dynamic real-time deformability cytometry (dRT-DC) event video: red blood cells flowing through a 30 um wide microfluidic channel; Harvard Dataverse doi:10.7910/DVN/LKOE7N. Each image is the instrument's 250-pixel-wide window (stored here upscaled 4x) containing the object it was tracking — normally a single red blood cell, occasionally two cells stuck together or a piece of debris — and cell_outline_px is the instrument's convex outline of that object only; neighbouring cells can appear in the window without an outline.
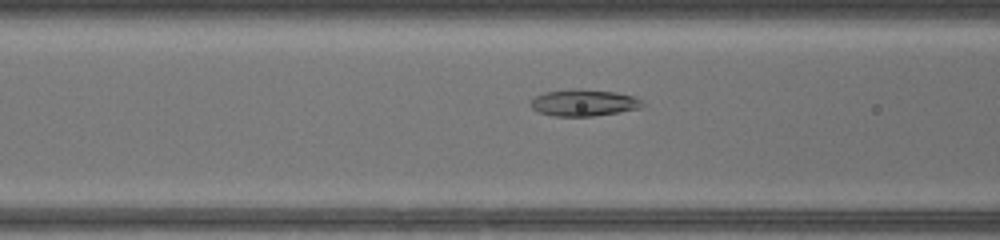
{"species": "common noctule bat (a hibernating species)", "species_latin": "Nyctalus noctula", "temperature_condition": "warm", "stored_images_in_passage": 35, "camera_frame_rate_fps": 3000, "um_per_image_px": 0.085, "animal": {"sex": "female", "body_mass_g": 17.0, "forearm_length_mm": 48.0}, "frame": {"image": 1, "passage_image": 7, "time_ms": 2.0, "image_size_px": [1000, 240], "cell_outline_px": [[644, 108], [620, 112], [592, 116], [552, 116], [536, 112], [532, 108], [532, 100], [536, 96], [544, 92], [572, 88], [576, 88], [616, 92], [636, 96], [644, 104]], "centroid_in_image_um": [49.65, 8.73], "position_along_channel_um": 116.9, "area_um2": 17.63}}
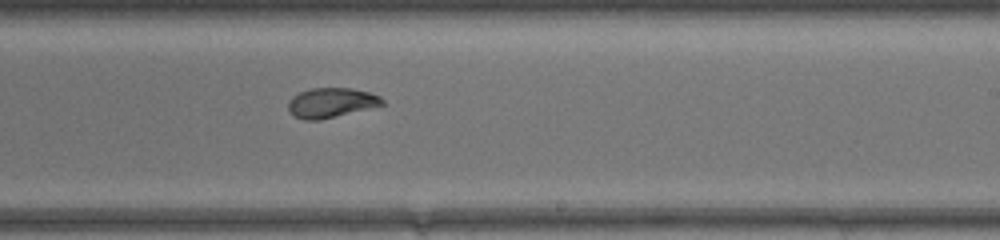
{"frame": {"image": 2, "passage_image": 17, "time_ms": 5.333, "image_size_px": [1000, 240], "cell_outline_px": [[388, 104], [320, 120], [304, 120], [292, 116], [288, 108], [288, 100], [292, 96], [300, 92], [312, 88], [352, 88], [368, 92], [380, 96]], "centroid_in_image_um": [28.16, 8.74], "position_along_channel_um": 260.8, "area_um2": 16.53}}
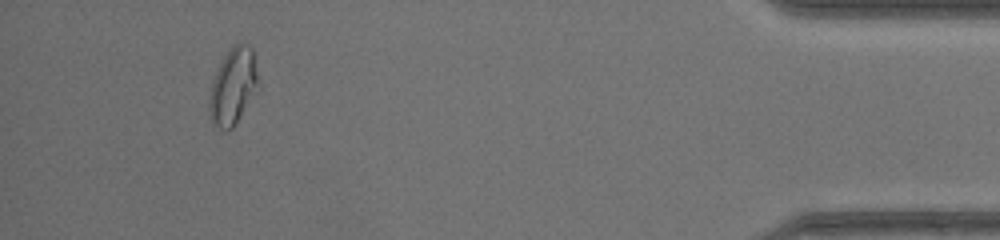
{"frame": {"image": 3, "passage_image": 32, "time_ms": 10.333, "image_size_px": [1000, 240], "cell_outline_px": [[256, 84], [236, 124], [232, 128], [220, 128], [212, 124], [208, 112], [208, 100], [212, 80], [224, 56], [236, 44], [248, 44], [252, 48], [256, 72]], "centroid_in_image_um": [19.73, 7.35], "position_along_channel_um": 415.5, "area_um2": 20.75}, "authors_computed_cell_mechanics": {"area_um2": 17.2822, "velocity_mm_per_s": 4.3192, "shape_relaxation_time_tau1_ms": 4.6191, "shape_relaxation_time_tau2_ms": 1.0802, "deformation_change_tau1": 0.1841, "deformation_change_tau2": 0.0402}}